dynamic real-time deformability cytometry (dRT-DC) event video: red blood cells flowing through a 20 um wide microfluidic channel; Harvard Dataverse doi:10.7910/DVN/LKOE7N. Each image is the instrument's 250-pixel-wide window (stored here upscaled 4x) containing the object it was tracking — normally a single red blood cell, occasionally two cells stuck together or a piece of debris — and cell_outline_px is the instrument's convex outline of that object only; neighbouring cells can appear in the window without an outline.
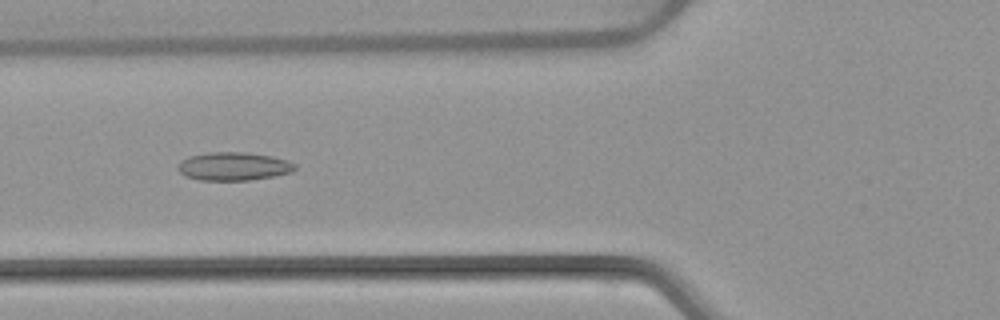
{"species": "common noctule bat (a hibernating species)", "species_latin": "Nyctalus noctula", "temperature_condition": "warm", "stored_images_in_passage": 53, "camera_frame_rate_fps": 3000, "um_per_image_px": 0.085, "animal": {"sex": "female", "body_mass_g": 22.7, "forearm_length_mm": 54.2}, "frame": {"image": 1, "passage_image": 20, "time_ms": 6.333, "image_size_px": [1000, 320], "cell_outline_px": [[296, 168], [292, 172], [276, 176], [248, 180], [200, 180], [184, 176], [176, 168], [180, 160], [188, 156], [208, 152], [248, 152], [272, 156], [288, 160], [296, 164]], "centroid_in_image_um": [19.85, 14.13], "position_along_channel_um": 106.0, "area_um2": 19.59}}
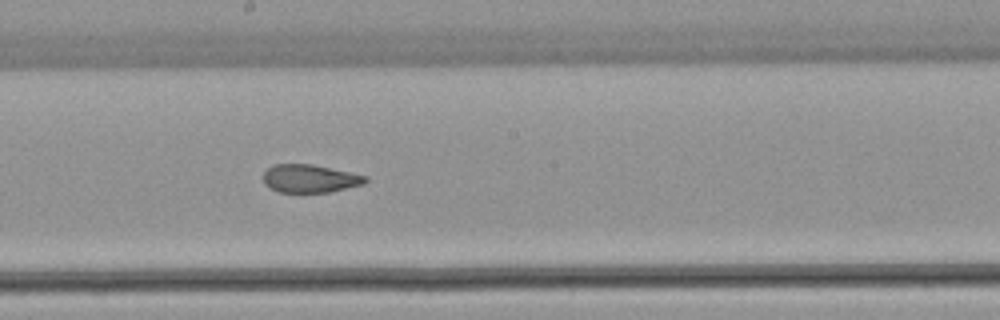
{"frame": {"image": 2, "passage_image": 29, "time_ms": 9.333, "image_size_px": [1000, 320], "cell_outline_px": [[368, 180], [364, 184], [328, 192], [280, 192], [268, 188], [264, 184], [264, 172], [272, 164], [312, 164], [368, 176]], "centroid_in_image_um": [26.33, 15.17], "position_along_channel_um": 221.9, "area_um2": 16.7}}
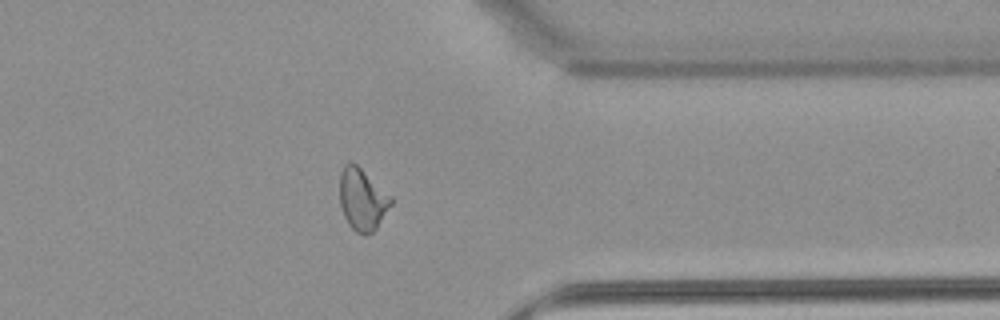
{"frame": {"image": 3, "passage_image": 42, "time_ms": 13.667, "image_size_px": [1000, 320], "cell_outline_px": [[392, 204], [376, 228], [372, 232], [364, 236], [356, 232], [348, 224], [344, 216], [340, 204], [340, 172], [344, 164], [356, 164], [392, 196]], "centroid_in_image_um": [30.8, 16.97], "position_along_channel_um": 380.6, "area_um2": 18.38}, "authors_computed_cell_mechanics": {"area_um2": 19.363, "velocity_mm_per_s": 3.8626, "shape_relaxation_time_tau1_ms": null, "shape_relaxation_time_tau2_ms": 1.8308, "deformation_change_tau1": null, "deformation_change_tau2": 0.0782}}